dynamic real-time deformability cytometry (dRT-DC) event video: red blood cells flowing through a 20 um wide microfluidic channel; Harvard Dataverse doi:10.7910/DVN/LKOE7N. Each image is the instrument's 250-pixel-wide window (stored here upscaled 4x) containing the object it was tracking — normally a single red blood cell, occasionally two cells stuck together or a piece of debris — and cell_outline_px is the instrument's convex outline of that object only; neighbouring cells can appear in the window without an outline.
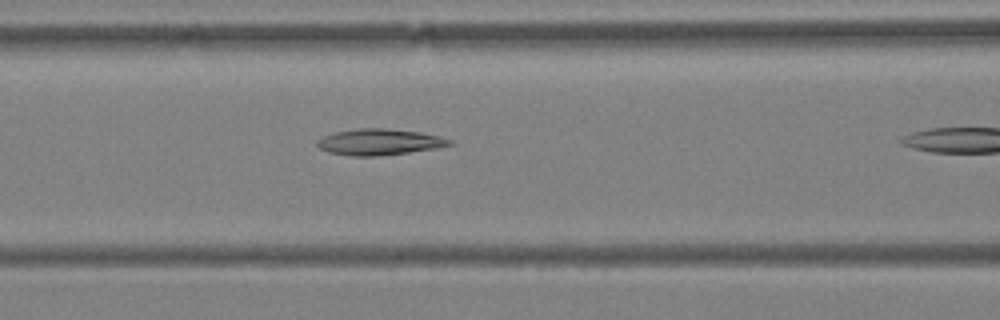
{"species": "Egyptian fruit bat (a non-hibernating species)", "species_latin": "Rousettus aegyptiacus", "temperature_condition": "warm", "stored_images_in_passage": 11, "camera_frame_rate_fps": 3000, "um_per_image_px": 0.085, "animal": {"sex": "female"}, "frame": {"image": 1, "passage_image": 10, "time_ms": 3.0, "image_size_px": [1000, 320], "cell_outline_px": [[456, 144], [436, 148], [408, 152], [376, 156], [352, 156], [328, 152], [320, 148], [316, 144], [316, 140], [324, 136], [336, 132], [360, 128], [388, 128], [420, 132], [440, 136], [452, 140]], "centroid_in_image_um": [32.27, 12.06], "position_along_channel_um": 134.3, "area_um2": 20.17}}